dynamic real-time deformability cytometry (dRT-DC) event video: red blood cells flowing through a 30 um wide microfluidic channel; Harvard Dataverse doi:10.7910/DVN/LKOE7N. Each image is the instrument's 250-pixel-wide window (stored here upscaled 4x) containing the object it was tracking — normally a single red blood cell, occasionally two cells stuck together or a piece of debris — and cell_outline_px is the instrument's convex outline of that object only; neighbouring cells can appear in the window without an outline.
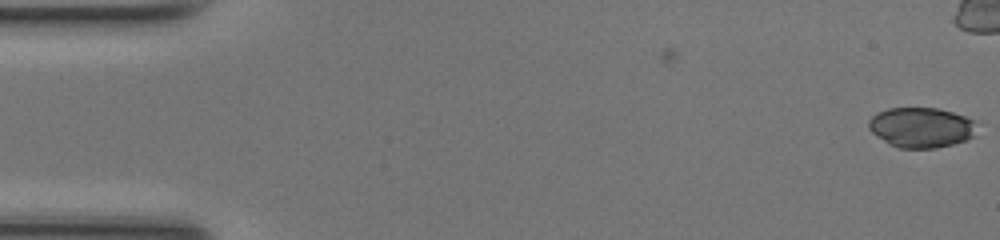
{"species": "common noctule bat (a hibernating species)", "species_latin": "Nyctalus noctula", "temperature_condition": "room temperature", "stored_images_in_passage": 5, "camera_frame_rate_fps": 3000, "um_per_image_px": 0.085, "animal": {"sex": "female", "body_mass_g": 17.0, "forearm_length_mm": 48.0}, "frame": {"image": 1, "passage_image": 5, "time_ms": 1.333, "image_size_px": [1000, 240], "cell_outline_px": [[976, 136], [952, 144], [936, 148], [900, 148], [888, 144], [872, 132], [868, 128], [868, 120], [872, 116], [888, 108], [936, 108], [952, 112], [976, 120]], "centroid_in_image_um": [78.32, 10.84], "position_along_channel_um": 6.7, "area_um2": 25.37}}